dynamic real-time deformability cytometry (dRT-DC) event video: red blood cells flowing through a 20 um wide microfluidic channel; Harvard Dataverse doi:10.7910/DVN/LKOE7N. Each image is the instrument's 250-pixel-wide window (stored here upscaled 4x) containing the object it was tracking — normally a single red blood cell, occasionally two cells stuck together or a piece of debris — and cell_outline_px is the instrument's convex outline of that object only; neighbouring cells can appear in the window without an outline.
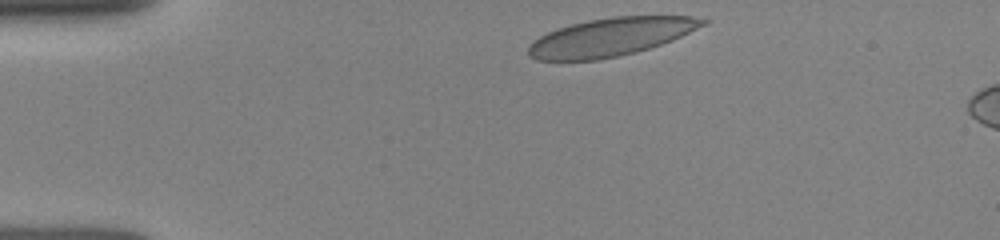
{"species": "human", "species_latin": "Homo sapiens", "temperature_condition": "room temperature", "stored_images_in_passage": 7, "camera_frame_rate_fps": 3000, "um_per_image_px": 0.085, "donor": {"sex": "female"}, "frame": {"image": 1, "passage_image": 1, "time_ms": 0.0, "image_size_px": [1000, 240], "cell_outline_px": [[708, 24], [672, 40], [648, 48], [616, 56], [596, 60], [536, 60], [528, 56], [528, 48], [540, 36], [556, 28], [588, 20], [612, 16], [692, 16], [708, 20]], "centroid_in_image_um": [51.92, 3.13], "position_along_channel_um": 33.1, "area_um2": 38.38}}